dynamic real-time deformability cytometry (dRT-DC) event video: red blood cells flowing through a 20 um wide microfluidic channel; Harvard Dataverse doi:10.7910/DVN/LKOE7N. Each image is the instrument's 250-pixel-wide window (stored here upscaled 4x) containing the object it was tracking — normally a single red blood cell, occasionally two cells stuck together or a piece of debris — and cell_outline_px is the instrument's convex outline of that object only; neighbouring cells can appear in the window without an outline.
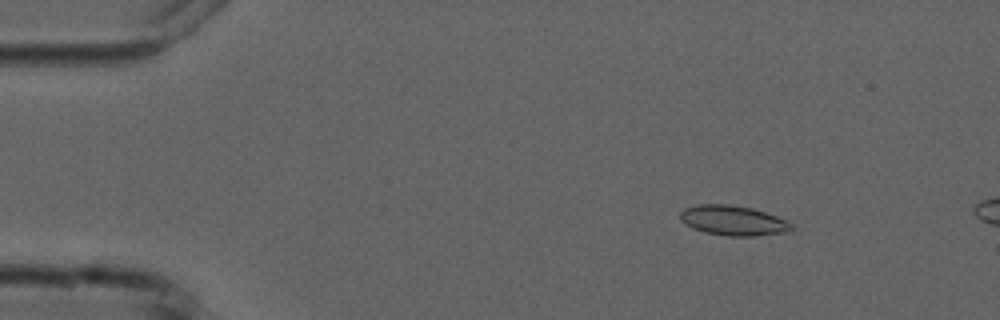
{"species": "common noctule bat (a hibernating species)", "species_latin": "Nyctalus noctula", "temperature_condition": "cold", "stored_images_in_passage": 5, "camera_frame_rate_fps": 3000, "um_per_image_px": 0.085, "animal": {"sex": "male", "forearm_length_mm": 52.5}, "frame": {"image": 1, "passage_image": 3, "time_ms": 2.333, "image_size_px": [1000, 320], "cell_outline_px": [[796, 228], [792, 232], [756, 236], [728, 236], [704, 232], [692, 228], [684, 224], [680, 220], [680, 212], [684, 208], [696, 204], [728, 204], [752, 208], [776, 216], [792, 224]], "centroid_in_image_um": [62.32, 18.75], "position_along_channel_um": 22.7, "area_um2": 19.71}}